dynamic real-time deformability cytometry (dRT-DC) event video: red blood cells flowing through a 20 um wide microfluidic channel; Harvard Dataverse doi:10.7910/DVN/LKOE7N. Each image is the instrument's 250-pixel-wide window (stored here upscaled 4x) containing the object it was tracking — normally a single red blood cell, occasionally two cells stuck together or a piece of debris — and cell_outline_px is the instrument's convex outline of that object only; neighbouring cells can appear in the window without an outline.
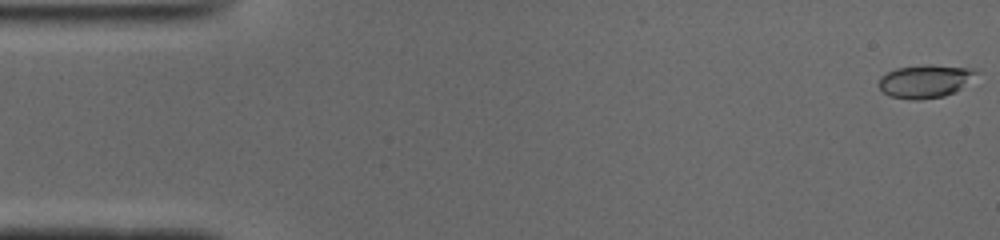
{"species": "common noctule bat (a hibernating species)", "species_latin": "Nyctalus noctula", "temperature_condition": "cold", "stored_images_in_passage": 51, "camera_frame_rate_fps": 3000, "um_per_image_px": 0.085, "animal": {"sex": "male", "body_mass_g": 19.0, "forearm_length_mm": 50.8}, "frame": {"image": 1, "passage_image": 1, "time_ms": 0.0, "image_size_px": [1000, 240], "cell_outline_px": [[980, 68], [956, 92], [944, 96], [920, 100], [912, 100], [888, 96], [880, 88], [880, 76], [896, 68], [924, 64], [928, 64]], "centroid_in_image_um": [78.62, 6.89], "position_along_channel_um": 6.4, "area_um2": 18.79}}
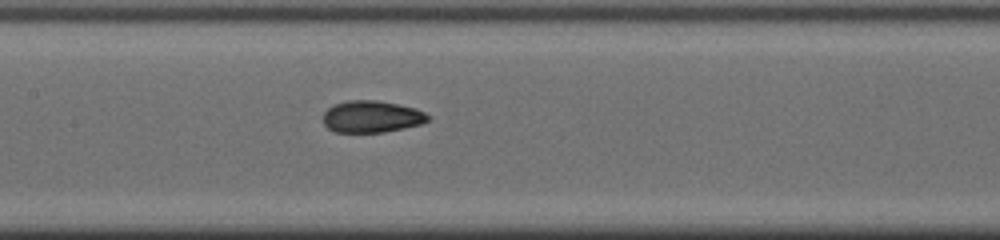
{"frame": {"image": 2, "passage_image": 24, "time_ms": 7.667, "image_size_px": [1000, 240], "cell_outline_px": [[432, 116], [428, 120], [420, 124], [404, 128], [384, 132], [336, 132], [328, 128], [324, 124], [324, 112], [328, 108], [336, 104], [348, 100], [376, 100], [416, 108]], "centroid_in_image_um": [31.61, 9.91], "position_along_channel_um": 175.8, "area_um2": 19.36}}
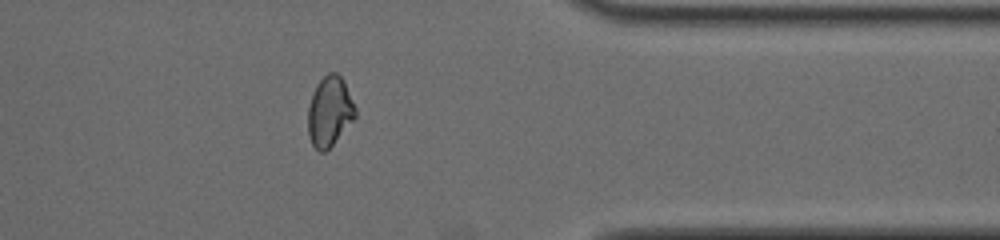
{"frame": {"image": 3, "passage_image": 41, "time_ms": 13.333, "image_size_px": [1000, 240], "cell_outline_px": [[356, 116], [332, 144], [324, 152], [320, 152], [312, 144], [308, 132], [308, 108], [316, 84], [328, 72], [336, 72], [344, 80], [356, 108]], "centroid_in_image_um": [28.02, 9.44], "position_along_channel_um": 383.4, "area_um2": 19.02}, "authors_computed_cell_mechanics": {"area_um2": 19.4208, "velocity_mm_per_s": 3.9408, "shape_relaxation_time_tau1_ms": 7.9831, "shape_relaxation_time_tau2_ms": 1.6208, "deformation_change_tau1": 0.2065, "deformation_change_tau2": 0.0509}}